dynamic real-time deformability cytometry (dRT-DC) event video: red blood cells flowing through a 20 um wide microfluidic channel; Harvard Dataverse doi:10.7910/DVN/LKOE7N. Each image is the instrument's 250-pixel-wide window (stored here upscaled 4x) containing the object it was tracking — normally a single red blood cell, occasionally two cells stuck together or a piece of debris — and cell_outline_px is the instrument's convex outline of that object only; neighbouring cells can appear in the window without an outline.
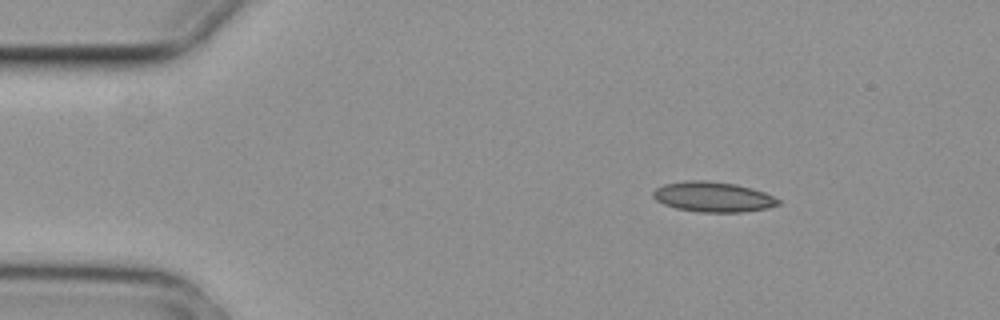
{"species": "common noctule bat (a hibernating species)", "species_latin": "Nyctalus noctula", "temperature_condition": "cold", "stored_images_in_passage": 3, "camera_frame_rate_fps": 3000, "um_per_image_px": 0.085, "animal": {"sex": "female", "body_mass_g": 29.2, "forearm_length_mm": 56.3}, "frame": {"image": 1, "passage_image": 1, "time_ms": 0.0, "image_size_px": [1000, 320], "cell_outline_px": [[780, 204], [768, 208], [744, 212], [700, 212], [676, 208], [664, 204], [656, 200], [652, 196], [652, 192], [656, 188], [664, 184], [688, 180], [708, 180], [736, 184], [752, 188], [764, 192], [780, 200]], "centroid_in_image_um": [60.61, 16.73], "position_along_channel_um": 24.4, "area_um2": 22.08}}